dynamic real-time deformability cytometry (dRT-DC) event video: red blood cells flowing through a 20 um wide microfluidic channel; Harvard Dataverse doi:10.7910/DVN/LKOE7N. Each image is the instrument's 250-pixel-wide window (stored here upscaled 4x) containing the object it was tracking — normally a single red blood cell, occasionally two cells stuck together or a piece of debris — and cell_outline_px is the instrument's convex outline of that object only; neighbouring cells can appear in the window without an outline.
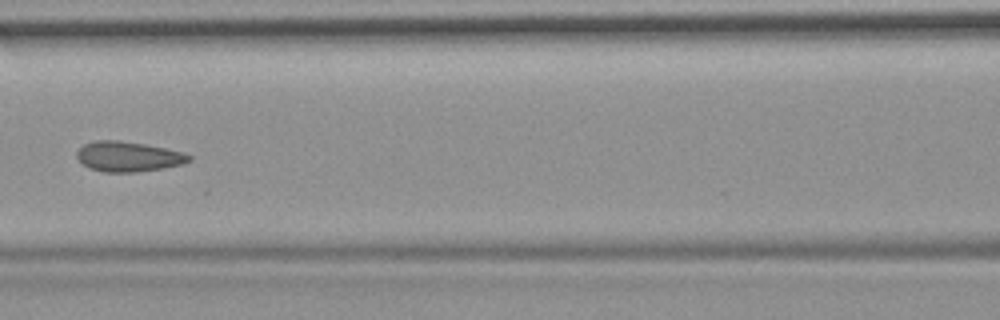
{"species": "common noctule bat (a hibernating species)", "species_latin": "Nyctalus noctula", "temperature_condition": "room temperature", "stored_images_in_passage": 9, "camera_frame_rate_fps": 3000, "um_per_image_px": 0.085, "animal": {"sex": "female", "body_mass_g": 19.9}, "frame": {"image": 1, "passage_image": 6, "time_ms": 1.667, "image_size_px": [1000, 320], "cell_outline_px": [[192, 160], [184, 164], [136, 172], [104, 172], [88, 168], [76, 156], [76, 152], [84, 144], [96, 140], [120, 140], [144, 144], [184, 152], [192, 156]], "centroid_in_image_um": [10.91, 13.3], "position_along_channel_um": 155.7, "area_um2": 19.65}}
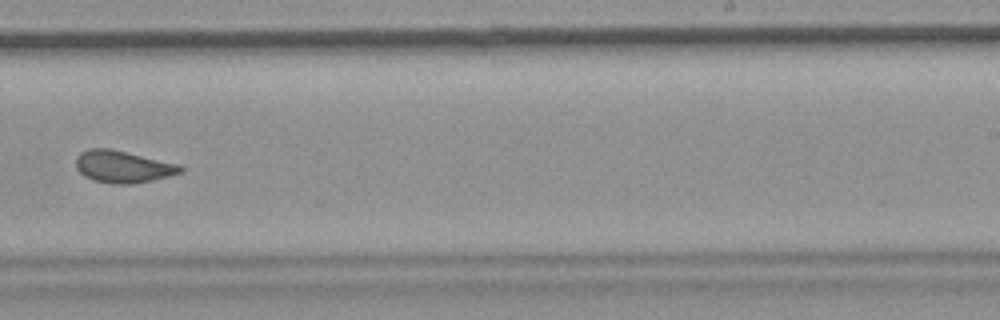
{"frame": {"image": 2, "passage_image": 9, "time_ms": 2.667, "image_size_px": [1000, 320], "cell_outline_px": [[184, 168], [180, 172], [168, 176], [152, 180], [132, 184], [112, 184], [92, 180], [84, 176], [76, 168], [76, 156], [80, 152], [88, 148], [108, 148], [180, 164]], "centroid_in_image_um": [10.41, 14.17], "position_along_channel_um": 278.6, "area_um2": 19.54}}